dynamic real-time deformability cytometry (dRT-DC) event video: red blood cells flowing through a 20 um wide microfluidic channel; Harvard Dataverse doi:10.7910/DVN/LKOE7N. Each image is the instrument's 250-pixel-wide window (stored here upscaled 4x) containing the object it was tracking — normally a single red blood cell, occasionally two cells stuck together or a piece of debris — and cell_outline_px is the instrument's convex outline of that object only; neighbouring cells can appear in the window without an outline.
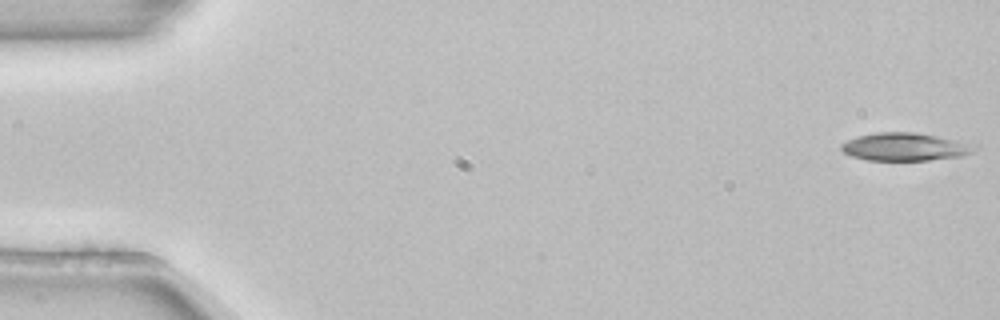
{"species": "common noctule bat (a hibernating species)", "species_latin": "Nyctalus noctula", "temperature_condition": "room temperature", "stored_images_in_passage": 53, "camera_frame_rate_fps": 3000, "um_per_image_px": 0.085, "animal": {"sex": "female", "body_mass_g": 22.7, "forearm_length_mm": 54.2}, "frame": {"image": 1, "passage_image": 1, "time_ms": 0.0, "image_size_px": [1000, 320], "cell_outline_px": [[980, 144], [972, 152], [960, 156], [928, 160], [868, 160], [852, 156], [844, 152], [840, 148], [840, 144], [856, 136], [876, 132], [912, 132], [936, 136]], "centroid_in_image_um": [76.94, 12.47], "position_along_channel_um": 8.1, "area_um2": 21.68}}
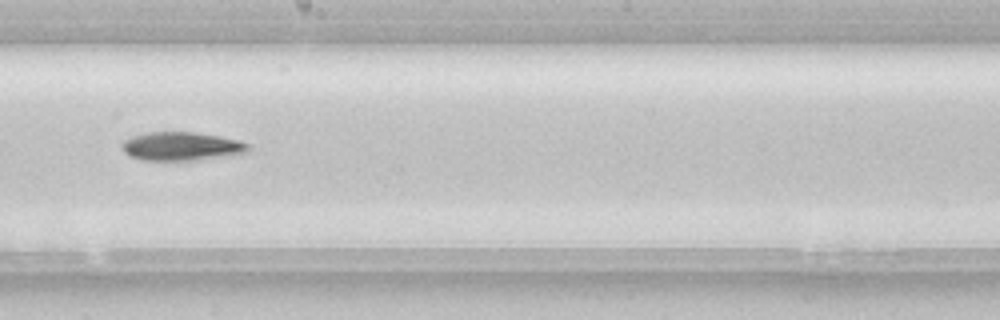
{"frame": {"image": 2, "passage_image": 30, "time_ms": 9.667, "image_size_px": [1000, 320], "cell_outline_px": [[248, 152], [200, 160], [144, 160], [128, 156], [124, 152], [120, 144], [124, 140], [132, 136], [148, 132], [192, 132], [220, 136], [240, 140], [248, 144]], "centroid_in_image_um": [15.39, 12.43], "position_along_channel_um": 232.8, "area_um2": 21.04}}
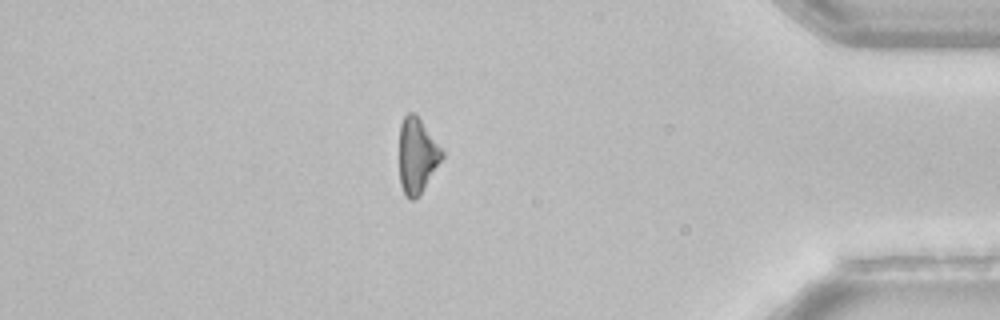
{"frame": {"image": 3, "passage_image": 46, "time_ms": 15.0, "image_size_px": [1000, 320], "cell_outline_px": [[444, 156], [424, 188], [412, 200], [408, 200], [404, 196], [400, 184], [400, 124], [404, 116], [408, 112], [412, 112], [420, 120], [444, 152]], "centroid_in_image_um": [35.43, 13.25], "position_along_channel_um": 399.8, "area_um2": 18.38}, "authors_computed_cell_mechanics": {"area_um2": 21.2704, "velocity_mm_per_s": 3.8655, "shape_relaxation_time_tau1_ms": 4.5077, "shape_relaxation_time_tau2_ms": null, "deformation_change_tau1": 0.1474, "deformation_change_tau2": null}}